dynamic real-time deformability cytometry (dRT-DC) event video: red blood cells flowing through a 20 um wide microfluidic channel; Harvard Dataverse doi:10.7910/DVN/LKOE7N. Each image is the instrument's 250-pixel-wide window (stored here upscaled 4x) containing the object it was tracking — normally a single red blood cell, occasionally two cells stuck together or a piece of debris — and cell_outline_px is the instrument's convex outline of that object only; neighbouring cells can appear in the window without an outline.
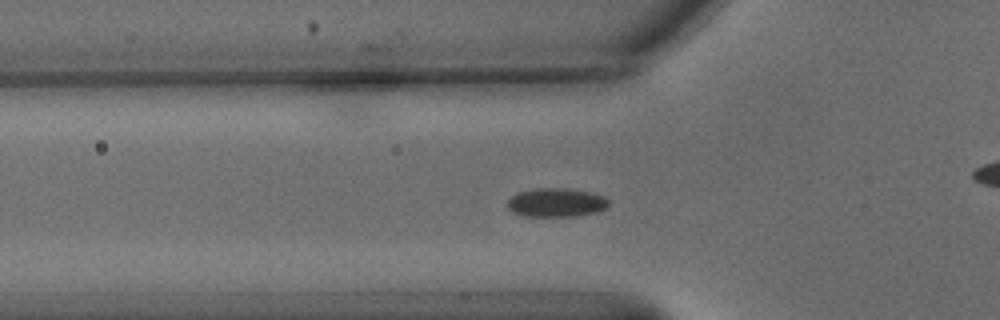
{"species": "common noctule bat (a hibernating species)", "species_latin": "Nyctalus noctula", "temperature_condition": "warm", "stored_images_in_passage": 55, "camera_frame_rate_fps": 3000, "um_per_image_px": 0.085, "animal": {"sex": "male", "body_mass_g": 15.6}, "frame": {"image": 1, "passage_image": 17, "time_ms": 5.333, "image_size_px": [1000, 320], "cell_outline_px": [[608, 204], [604, 208], [596, 212], [576, 216], [520, 216], [512, 212], [508, 208], [508, 200], [516, 192], [536, 188], [564, 188], [592, 192], [604, 196], [608, 200]], "centroid_in_image_um": [47.24, 17.21], "position_along_channel_um": 78.6, "area_um2": 17.05}}
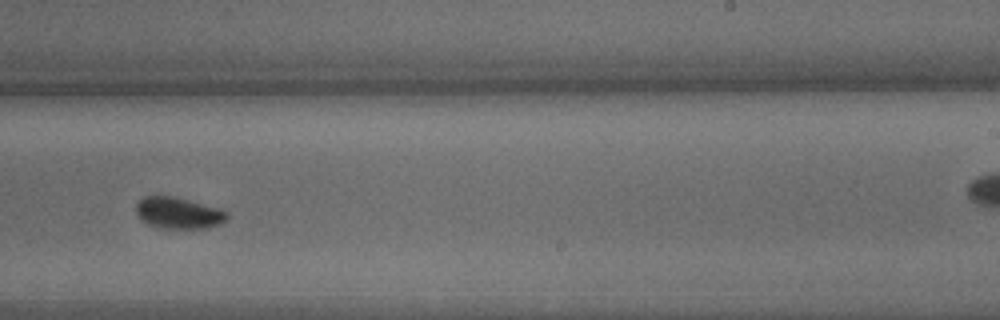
{"frame": {"image": 2, "passage_image": 33, "time_ms": 10.667, "image_size_px": [1000, 320], "cell_outline_px": [[228, 216], [220, 224], [208, 228], [156, 228], [144, 224], [140, 220], [136, 212], [136, 204], [144, 196], [172, 196], [220, 208], [228, 212]], "centroid_in_image_um": [15.13, 18.12], "position_along_channel_um": 273.9, "area_um2": 16.82}}
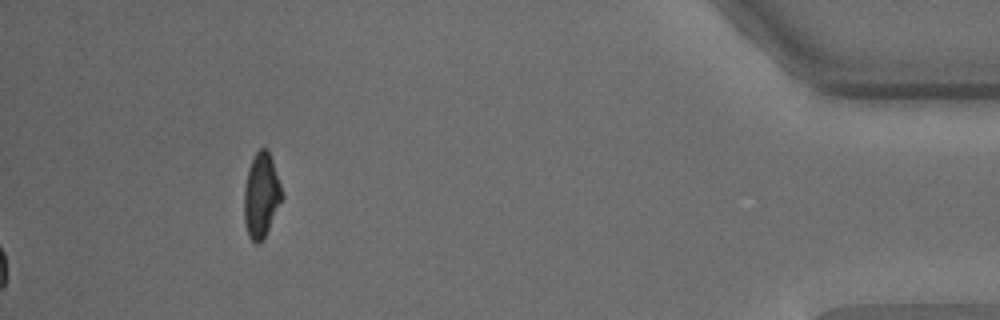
{"frame": {"image": 3, "passage_image": 55, "time_ms": 18.0, "image_size_px": [1000, 320], "cell_outline_px": [[284, 196], [264, 236], [256, 244], [248, 236], [244, 220], [244, 188], [248, 168], [256, 152], [260, 148], [268, 148], [284, 192]], "centroid_in_image_um": [22.21, 16.56], "position_along_channel_um": 413.0, "area_um2": 18.61}}